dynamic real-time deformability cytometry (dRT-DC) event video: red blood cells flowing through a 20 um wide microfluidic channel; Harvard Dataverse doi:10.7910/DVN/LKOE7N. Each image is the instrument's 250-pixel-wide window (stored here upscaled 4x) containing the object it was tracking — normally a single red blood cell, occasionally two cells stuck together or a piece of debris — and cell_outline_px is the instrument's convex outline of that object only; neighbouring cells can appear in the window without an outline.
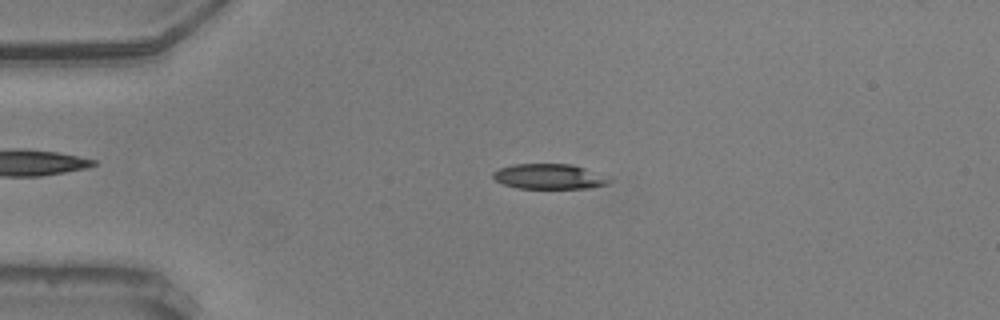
{"species": "common noctule bat (a hibernating species)", "species_latin": "Nyctalus noctula", "temperature_condition": "warm", "stored_images_in_passage": 56, "camera_frame_rate_fps": 3000, "um_per_image_px": 0.085, "animal": {"sex": "male", "body_mass_g": 20.5, "forearm_length_mm": 52.5}, "frame": {"image": 1, "passage_image": 13, "time_ms": 4.0, "image_size_px": [1000, 320], "cell_outline_px": [[612, 180], [608, 184], [588, 188], [516, 188], [504, 184], [496, 180], [492, 176], [492, 172], [500, 168], [512, 164], [572, 164], [584, 168]], "centroid_in_image_um": [46.63, 15.0], "position_along_channel_um": 38.4, "area_um2": 16.82}}
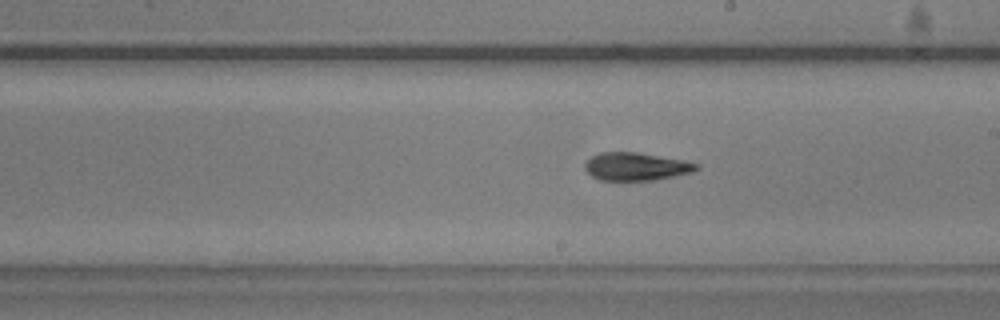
{"frame": {"image": 2, "passage_image": 32, "time_ms": 10.333, "image_size_px": [1000, 320], "cell_outline_px": [[700, 168], [692, 172], [652, 180], [600, 180], [592, 176], [584, 168], [584, 164], [592, 156], [600, 152], [636, 152], [684, 160], [700, 164]], "centroid_in_image_um": [54.07, 14.15], "position_along_channel_um": 234.9, "area_um2": 18.03}}
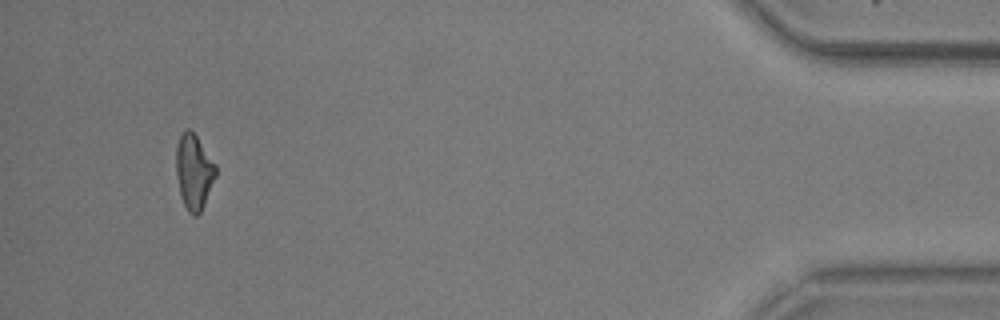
{"frame": {"image": 3, "passage_image": 53, "time_ms": 17.333, "image_size_px": [1000, 320], "cell_outline_px": [[216, 176], [200, 212], [196, 216], [192, 216], [188, 212], [180, 196], [176, 172], [176, 148], [180, 136], [184, 128], [188, 128], [196, 136], [216, 164]], "centroid_in_image_um": [16.47, 14.6], "position_along_channel_um": 418.7, "area_um2": 17.22}, "authors_computed_cell_mechanics": {"area_um2": 17.7157, "velocity_mm_per_s": 3.634, "shape_relaxation_time_tau1_ms": 4.7243, "shape_relaxation_time_tau2_ms": 5.2588, "deformation_change_tau1": 0.1518, "deformation_change_tau2": 0.1446}}